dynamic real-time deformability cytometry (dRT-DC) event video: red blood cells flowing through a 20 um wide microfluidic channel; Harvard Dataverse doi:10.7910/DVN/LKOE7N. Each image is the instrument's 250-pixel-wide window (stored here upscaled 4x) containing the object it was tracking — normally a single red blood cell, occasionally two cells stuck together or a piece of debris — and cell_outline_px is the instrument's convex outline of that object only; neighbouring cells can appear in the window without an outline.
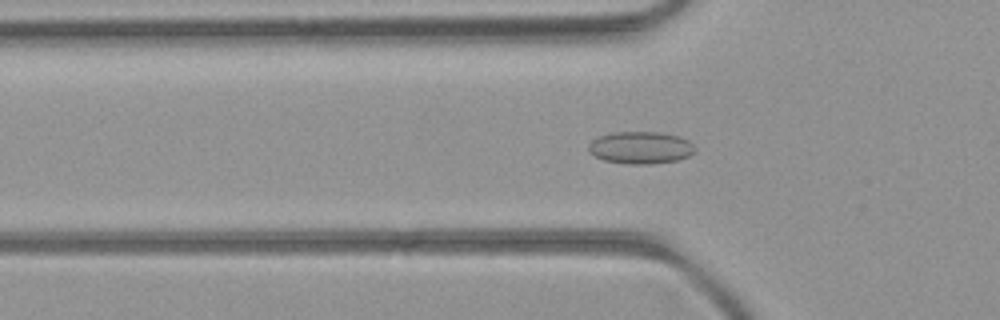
{"species": "common noctule bat (a hibernating species)", "species_latin": "Nyctalus noctula", "temperature_condition": "room temperature", "stored_images_in_passage": 51, "camera_frame_rate_fps": 3000, "um_per_image_px": 0.085, "animal": {"sex": "female", "body_mass_g": 21.9}, "frame": {"image": 1, "passage_image": 16, "time_ms": 5.0, "image_size_px": [1000, 320], "cell_outline_px": [[696, 152], [688, 156], [676, 160], [648, 164], [628, 164], [604, 160], [588, 152], [588, 144], [592, 140], [600, 136], [612, 132], [656, 132], [680, 136], [688, 140], [696, 148]], "centroid_in_image_um": [54.45, 12.54], "position_along_channel_um": 71.4, "area_um2": 20.0}}
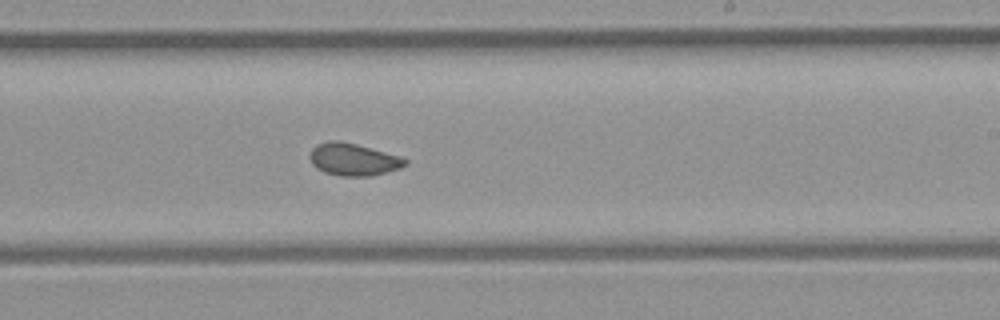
{"frame": {"image": 2, "passage_image": 30, "time_ms": 9.667, "image_size_px": [1000, 320], "cell_outline_px": [[408, 164], [400, 168], [368, 176], [340, 176], [324, 172], [316, 168], [312, 164], [308, 156], [312, 148], [316, 144], [328, 140], [340, 140], [356, 144], [384, 152], [408, 160]], "centroid_in_image_um": [29.96, 13.54], "position_along_channel_um": 259.0, "area_um2": 17.86}}
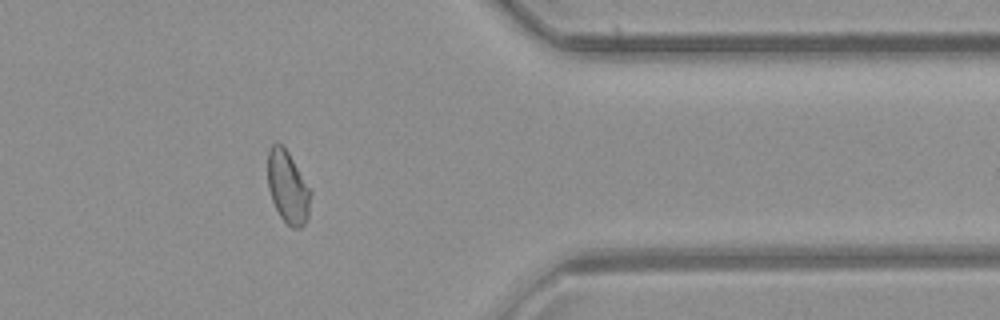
{"frame": {"image": 3, "passage_image": 41, "time_ms": 13.333, "image_size_px": [1000, 320], "cell_outline_px": [[312, 192], [308, 216], [304, 224], [300, 228], [292, 228], [280, 216], [272, 200], [268, 188], [268, 148], [272, 144], [280, 144], [288, 152]], "centroid_in_image_um": [24.46, 15.92], "position_along_channel_um": 386.9, "area_um2": 17.92}, "authors_computed_cell_mechanics": {"area_um2": 18.207, "velocity_mm_per_s": 4.0056, "shape_relaxation_time_tau1_ms": null, "shape_relaxation_time_tau2_ms": 1.2239, "deformation_change_tau1": null, "deformation_change_tau2": 0.0581}}